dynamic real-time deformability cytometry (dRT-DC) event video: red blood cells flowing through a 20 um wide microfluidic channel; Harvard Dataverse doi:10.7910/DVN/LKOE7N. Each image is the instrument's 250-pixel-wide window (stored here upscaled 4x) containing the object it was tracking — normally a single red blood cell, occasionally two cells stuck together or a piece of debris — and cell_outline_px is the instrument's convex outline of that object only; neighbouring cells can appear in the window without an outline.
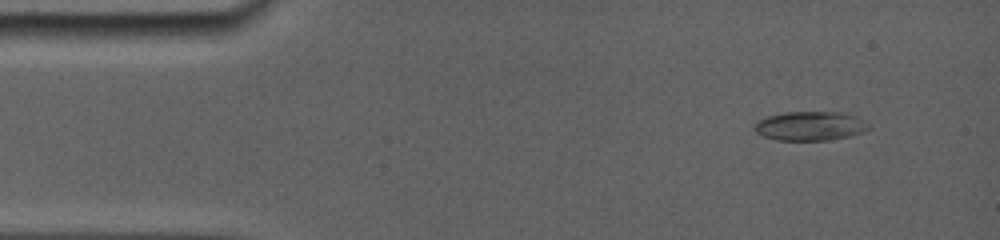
{"species": "common noctule bat (a hibernating species)", "species_latin": "Nyctalus noctula", "temperature_condition": "room temperature", "stored_images_in_passage": 28, "camera_frame_rate_fps": 5000, "um_per_image_px": 0.085, "animal": {"sex": "female", "body_mass_g": 19.0, "forearm_length_mm": 56.7}, "frame": {"image": 1, "passage_image": 2, "time_ms": 0.8, "image_size_px": [1000, 240], "cell_outline_px": [[872, 128], [864, 132], [848, 136], [828, 140], [776, 140], [764, 136], [756, 132], [752, 128], [760, 120], [768, 116], [784, 112], [844, 112], [856, 116], [868, 124]], "centroid_in_image_um": [68.89, 10.71], "position_along_channel_um": 16.1, "area_um2": 19.36}}
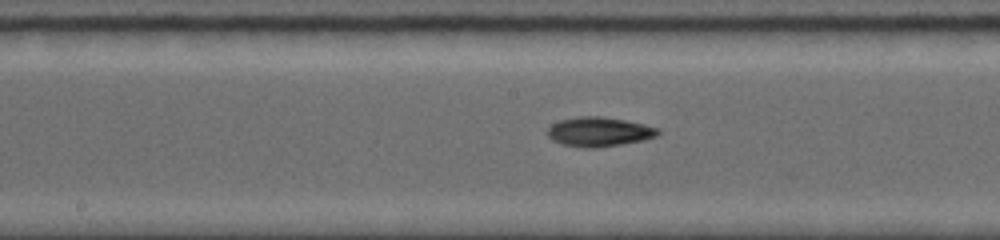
{"frame": {"image": 2, "passage_image": 17, "time_ms": 7.6, "image_size_px": [1000, 240], "cell_outline_px": [[660, 132], [656, 136], [644, 140], [596, 148], [584, 148], [560, 144], [552, 140], [548, 136], [548, 128], [552, 124], [560, 120], [576, 116], [600, 116], [624, 120], [644, 124], [660, 128]], "centroid_in_image_um": [50.91, 11.2], "position_along_channel_um": 197.3, "area_um2": 19.02}}
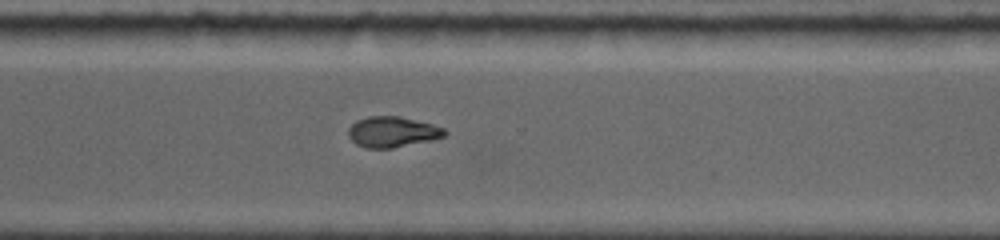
{"frame": {"image": 3, "passage_image": 28, "time_ms": 11.2, "image_size_px": [1000, 240], "cell_outline_px": [[448, 132], [444, 136], [428, 140], [392, 148], [364, 148], [356, 144], [348, 136], [348, 128], [356, 120], [368, 116], [400, 116], [432, 124], [444, 128]], "centroid_in_image_um": [33.31, 11.2], "position_along_channel_um": 337.3, "area_um2": 17.11}}